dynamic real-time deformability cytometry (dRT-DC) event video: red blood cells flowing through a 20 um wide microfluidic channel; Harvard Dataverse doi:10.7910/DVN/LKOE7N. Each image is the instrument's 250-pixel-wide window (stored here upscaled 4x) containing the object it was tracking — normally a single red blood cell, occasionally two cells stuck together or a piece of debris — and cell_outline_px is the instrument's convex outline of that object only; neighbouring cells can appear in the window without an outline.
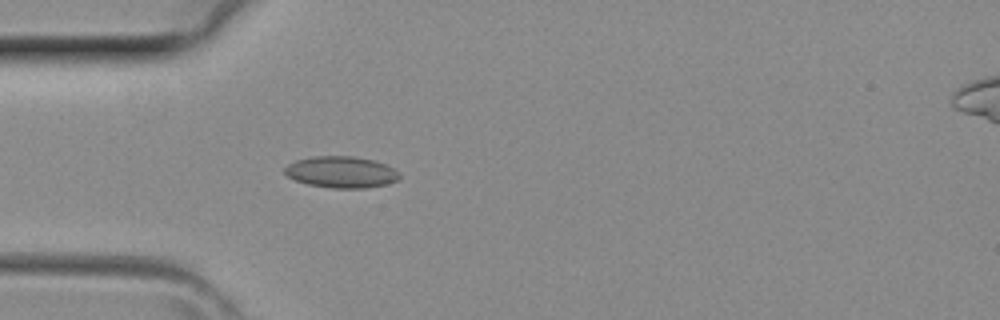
{"species": "common noctule bat (a hibernating species)", "species_latin": "Nyctalus noctula", "temperature_condition": "room temperature", "stored_images_in_passage": 5, "camera_frame_rate_fps": 3000, "um_per_image_px": 0.085, "animal": {"sex": "female", "body_mass_g": 29.2, "forearm_length_mm": 56.3}, "frame": {"image": 1, "passage_image": 4, "time_ms": 1.0, "image_size_px": [1000, 320], "cell_outline_px": [[400, 176], [396, 180], [388, 184], [364, 188], [332, 188], [308, 184], [296, 180], [288, 176], [284, 172], [284, 168], [288, 164], [296, 160], [312, 156], [352, 156], [372, 160], [384, 164], [392, 168]], "centroid_in_image_um": [28.97, 14.62], "position_along_channel_um": 56.0, "area_um2": 20.81}}